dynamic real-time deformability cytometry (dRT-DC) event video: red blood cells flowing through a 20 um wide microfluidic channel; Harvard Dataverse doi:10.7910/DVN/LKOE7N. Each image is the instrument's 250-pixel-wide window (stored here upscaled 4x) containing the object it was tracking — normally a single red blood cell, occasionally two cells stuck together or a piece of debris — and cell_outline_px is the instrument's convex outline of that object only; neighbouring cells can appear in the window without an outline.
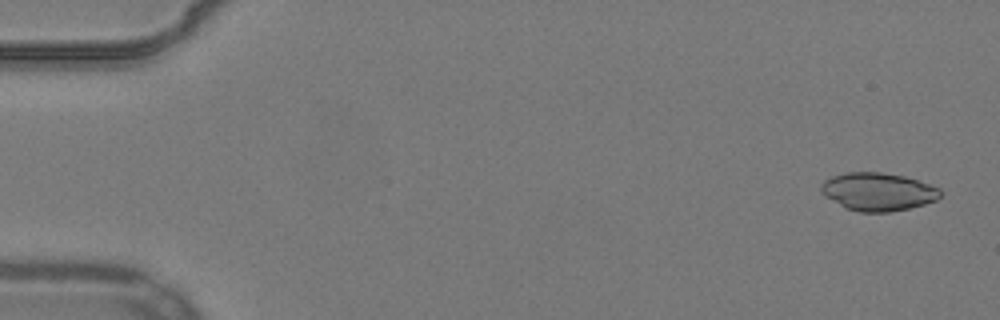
{"species": "common noctule bat (a hibernating species)", "species_latin": "Nyctalus noctula", "temperature_condition": "warm", "stored_images_in_passage": 14, "camera_frame_rate_fps": 3000, "um_per_image_px": 0.085, "animal": {"sex": "male", "body_mass_g": 19.2, "forearm_length_mm": 51.8}, "frame": {"image": 1, "passage_image": 2, "time_ms": 0.333, "image_size_px": [1000, 320], "cell_outline_px": [[940, 196], [936, 200], [924, 204], [908, 208], [888, 212], [860, 212], [844, 208], [824, 196], [820, 192], [820, 184], [824, 180], [832, 176], [844, 172], [880, 172], [904, 176], [940, 188]], "centroid_in_image_um": [74.56, 16.29], "position_along_channel_um": 10.4, "area_um2": 26.47}}
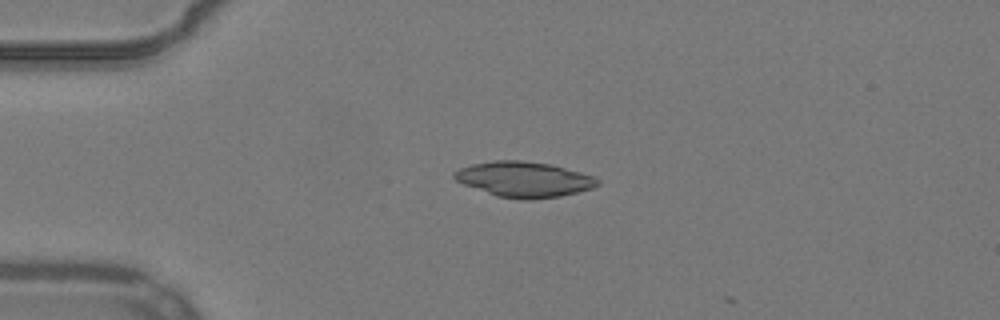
{"frame": {"image": 2, "passage_image": 13, "time_ms": 4.0, "image_size_px": [1000, 320], "cell_outline_px": [[600, 184], [592, 188], [560, 196], [532, 200], [524, 200], [496, 196], [464, 184], [456, 180], [452, 176], [452, 172], [460, 168], [472, 164], [496, 160], [520, 160], [552, 164], [596, 176], [600, 180]], "centroid_in_image_um": [44.57, 15.24], "position_along_channel_um": 40.4, "area_um2": 29.71}}